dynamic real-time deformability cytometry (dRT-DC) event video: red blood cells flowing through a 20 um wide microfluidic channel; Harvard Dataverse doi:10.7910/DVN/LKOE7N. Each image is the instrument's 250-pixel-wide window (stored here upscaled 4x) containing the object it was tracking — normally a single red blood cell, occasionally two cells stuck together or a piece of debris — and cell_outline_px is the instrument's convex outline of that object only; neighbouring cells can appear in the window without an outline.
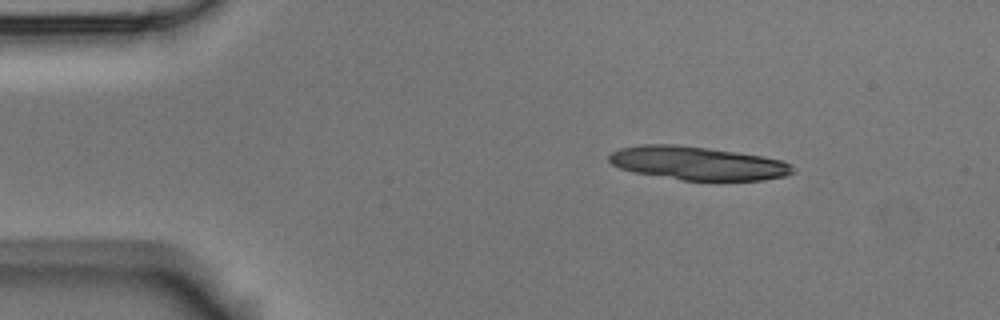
{"species": "Egyptian fruit bat (a non-hibernating species)", "species_latin": "Rousettus aegyptiacus", "temperature_condition": "room temperature", "stored_images_in_passage": 3, "camera_frame_rate_fps": 3000, "um_per_image_px": 0.085, "animal": {"sex": "male"}, "frame": {"image": 1, "passage_image": 1, "time_ms": 0.0, "image_size_px": [1000, 320], "cell_outline_px": [[796, 172], [784, 176], [764, 180], [680, 180], [632, 172], [620, 168], [612, 164], [608, 160], [608, 156], [612, 152], [620, 148], [640, 144], [676, 144], [708, 148], [760, 156], [780, 160], [796, 168]], "centroid_in_image_um": [59.25, 13.88], "position_along_channel_um": 25.7, "area_um2": 35.78}}